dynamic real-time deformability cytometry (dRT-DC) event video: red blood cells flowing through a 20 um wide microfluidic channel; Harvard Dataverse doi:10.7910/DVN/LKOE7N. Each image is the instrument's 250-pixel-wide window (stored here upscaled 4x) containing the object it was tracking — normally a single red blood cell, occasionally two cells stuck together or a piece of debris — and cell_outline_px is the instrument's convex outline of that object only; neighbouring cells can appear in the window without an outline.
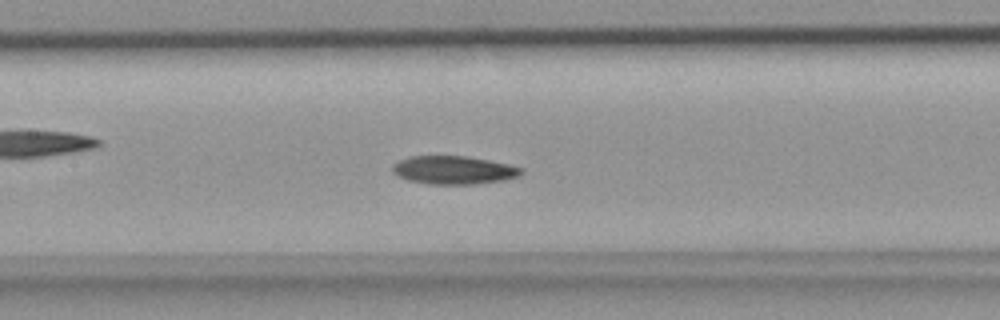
{"species": "common noctule bat (a hibernating species)", "species_latin": "Nyctalus noctula", "temperature_condition": "room temperature", "stored_images_in_passage": 42, "camera_frame_rate_fps": 3000, "um_per_image_px": 0.085, "animal": {"sex": "female", "body_mass_g": 18.4}, "frame": {"image": 1, "passage_image": 19, "time_ms": 6.0, "image_size_px": [1000, 320], "cell_outline_px": [[524, 172], [520, 176], [504, 180], [472, 184], [432, 184], [408, 180], [396, 176], [392, 172], [392, 164], [408, 156], [468, 156], [508, 164], [524, 168]], "centroid_in_image_um": [38.56, 14.45], "position_along_channel_um": 168.8, "area_um2": 21.33}}
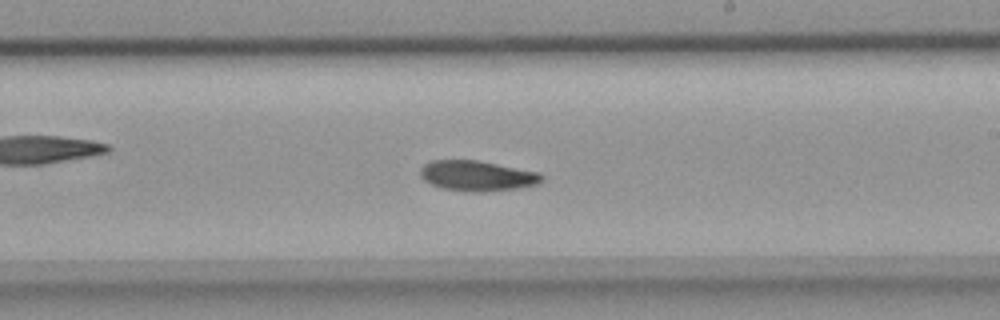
{"frame": {"image": 2, "passage_image": 24, "time_ms": 7.667, "image_size_px": [1000, 320], "cell_outline_px": [[544, 180], [536, 184], [516, 188], [480, 192], [472, 192], [444, 188], [432, 184], [424, 180], [420, 176], [420, 168], [424, 164], [432, 160], [476, 160], [540, 172], [544, 176]], "centroid_in_image_um": [40.56, 14.93], "position_along_channel_um": 248.4, "area_um2": 21.33}}
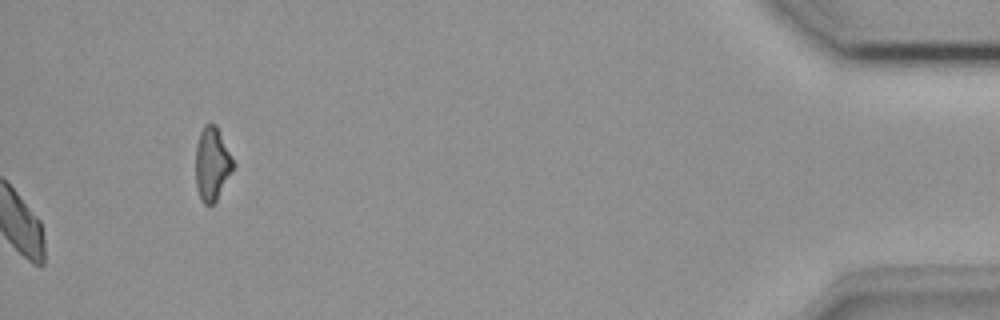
{"frame": {"image": 3, "passage_image": 42, "time_ms": 13.667, "image_size_px": [1000, 320], "cell_outline_px": [[236, 164], [232, 172], [216, 200], [212, 204], [204, 204], [200, 200], [196, 188], [196, 144], [200, 132], [204, 124], [216, 124]], "centroid_in_image_um": [18.03, 13.92], "position_along_channel_um": 417.2, "area_um2": 16.18}}